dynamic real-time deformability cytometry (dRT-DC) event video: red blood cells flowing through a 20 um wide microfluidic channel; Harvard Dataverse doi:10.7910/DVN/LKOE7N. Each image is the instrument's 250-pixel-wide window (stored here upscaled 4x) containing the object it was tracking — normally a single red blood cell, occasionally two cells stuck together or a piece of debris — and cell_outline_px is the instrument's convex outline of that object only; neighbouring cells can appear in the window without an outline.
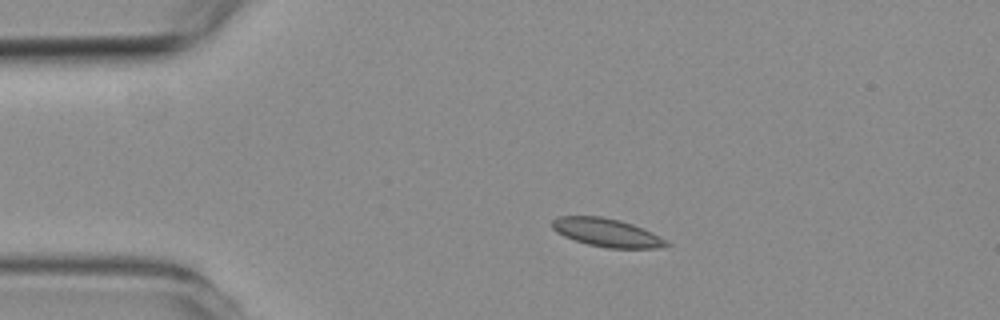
{"species": "common noctule bat (a hibernating species)", "species_latin": "Nyctalus noctula", "temperature_condition": "room temperature", "stored_images_in_passage": 4, "camera_frame_rate_fps": 3000, "um_per_image_px": 0.085, "animal": {"sex": "female", "body_mass_g": 19.3, "forearm_length_mm": 54.1}, "frame": {"image": 1, "passage_image": 1, "time_ms": 0.0, "image_size_px": [1000, 320], "cell_outline_px": [[672, 244], [660, 248], [608, 248], [588, 244], [564, 236], [556, 232], [552, 228], [552, 220], [560, 216], [600, 216], [620, 220], [632, 224], [652, 232], [660, 236]], "centroid_in_image_um": [51.6, 19.77], "position_along_channel_um": 33.4, "area_um2": 18.79}}